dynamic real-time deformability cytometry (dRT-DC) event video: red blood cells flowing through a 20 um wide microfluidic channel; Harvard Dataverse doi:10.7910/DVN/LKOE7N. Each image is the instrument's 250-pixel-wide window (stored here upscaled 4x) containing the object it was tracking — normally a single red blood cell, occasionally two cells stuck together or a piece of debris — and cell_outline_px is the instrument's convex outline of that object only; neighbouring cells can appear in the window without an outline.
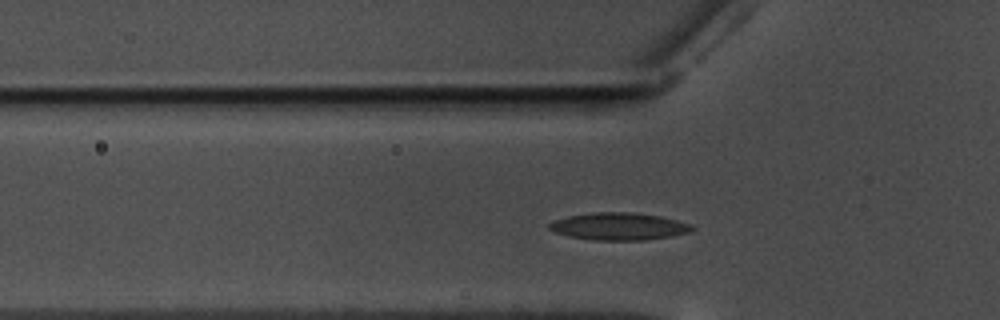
{"species": "common noctule bat (a hibernating species)", "species_latin": "Nyctalus noctula", "temperature_condition": "warm", "stored_images_in_passage": 42, "camera_frame_rate_fps": 3000, "um_per_image_px": 0.085, "animal": {"sex": "male", "body_mass_g": 17.5, "forearm_length_mm": 52.3}, "frame": {"image": 1, "passage_image": 10, "time_ms": 3.0, "image_size_px": [1000, 320], "cell_outline_px": [[696, 228], [692, 232], [672, 236], [644, 240], [592, 240], [568, 236], [556, 232], [548, 228], [548, 224], [556, 220], [568, 216], [592, 212], [636, 212], [660, 216], [676, 220], [688, 224]], "centroid_in_image_um": [52.62, 19.24], "position_along_channel_um": 73.2, "area_um2": 22.77}}
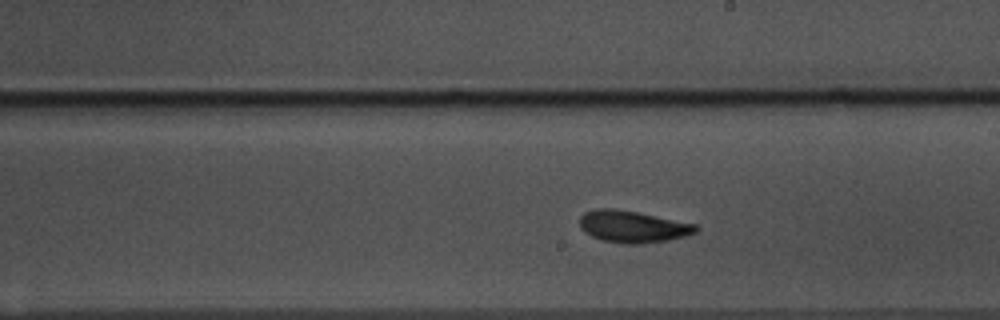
{"frame": {"image": 2, "passage_image": 24, "time_ms": 7.667, "image_size_px": [1000, 320], "cell_outline_px": [[700, 228], [696, 232], [684, 236], [668, 240], [640, 244], [624, 244], [600, 240], [584, 232], [580, 228], [580, 216], [584, 212], [596, 208], [612, 208], [636, 212], [696, 224]], "centroid_in_image_um": [53.75, 19.27], "position_along_channel_um": 235.3, "area_um2": 21.62}}
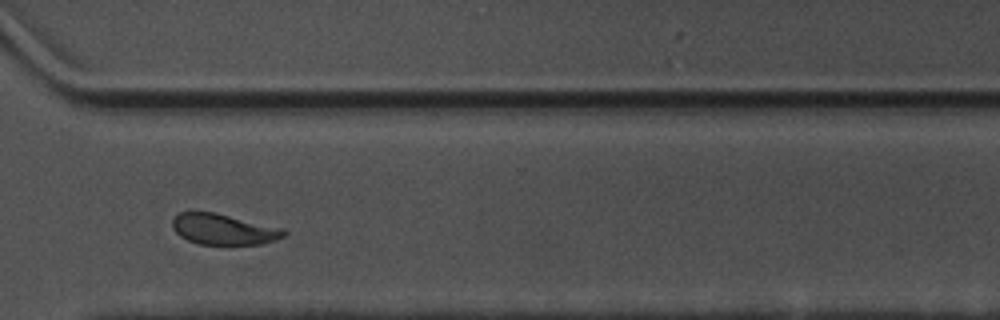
{"frame": {"image": 3, "passage_image": 34, "time_ms": 11.0, "image_size_px": [1000, 320], "cell_outline_px": [[288, 232], [284, 236], [276, 240], [260, 244], [200, 244], [188, 240], [180, 236], [172, 228], [172, 220], [180, 212], [212, 212], [284, 228]], "centroid_in_image_um": [19.02, 19.49], "position_along_channel_um": 351.6, "area_um2": 19.83}}